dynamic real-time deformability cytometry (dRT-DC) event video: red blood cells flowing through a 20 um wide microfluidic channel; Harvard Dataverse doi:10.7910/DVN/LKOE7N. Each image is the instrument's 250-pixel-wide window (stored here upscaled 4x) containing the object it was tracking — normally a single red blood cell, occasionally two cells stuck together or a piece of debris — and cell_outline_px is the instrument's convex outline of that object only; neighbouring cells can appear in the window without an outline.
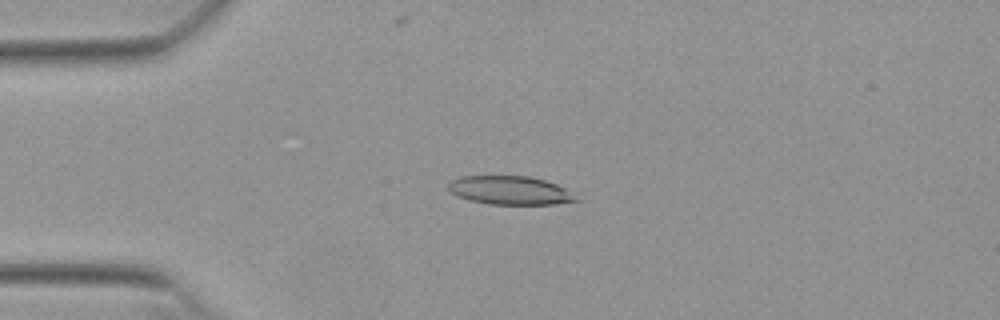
{"species": "Egyptian fruit bat (a non-hibernating species)", "species_latin": "Rousettus aegyptiacus", "temperature_condition": "warm", "stored_images_in_passage": 54, "camera_frame_rate_fps": 3000, "um_per_image_px": 0.085, "animal": {"sex": "female"}, "frame": {"image": 1, "passage_image": 13, "time_ms": 4.0, "image_size_px": [1000, 320], "cell_outline_px": [[580, 200], [556, 204], [488, 204], [468, 200], [456, 196], [448, 188], [448, 184], [452, 180], [460, 176], [528, 176], [544, 180], [556, 184], [564, 188]], "centroid_in_image_um": [43.31, 16.18], "position_along_channel_um": 41.7, "area_um2": 21.15}}
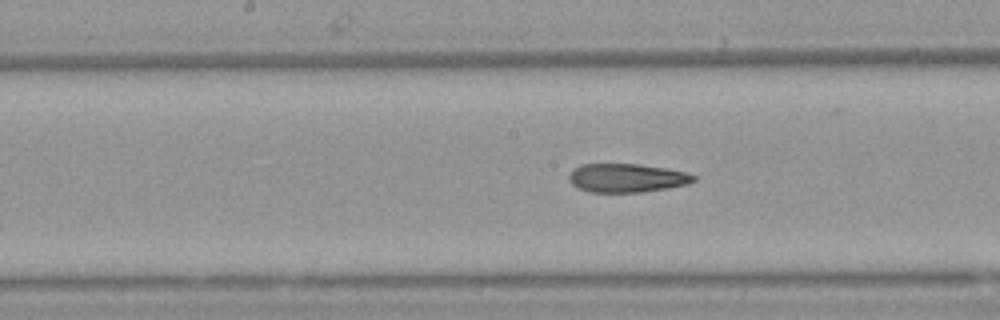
{"frame": {"image": 2, "passage_image": 27, "time_ms": 8.667, "image_size_px": [1000, 320], "cell_outline_px": [[696, 180], [688, 184], [668, 188], [640, 192], [588, 192], [572, 184], [568, 180], [568, 176], [580, 164], [640, 164], [668, 168], [688, 172], [696, 176]], "centroid_in_image_um": [53.32, 15.12], "position_along_channel_um": 194.9, "area_um2": 20.92}}
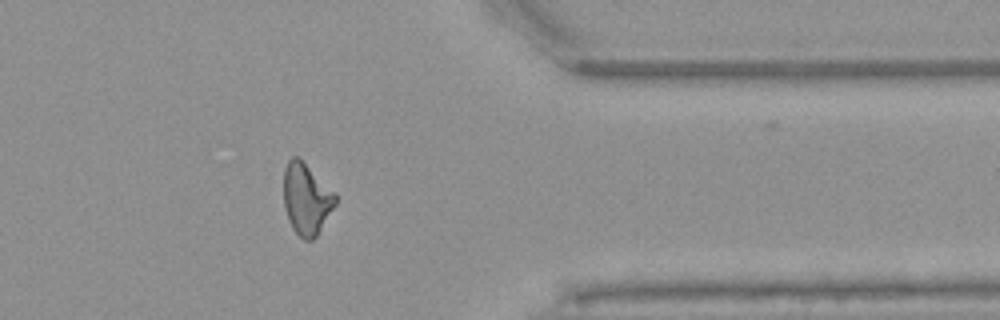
{"frame": {"image": 3, "passage_image": 43, "time_ms": 14.0, "image_size_px": [1000, 320], "cell_outline_px": [[336, 204], [316, 236], [312, 240], [304, 240], [292, 228], [288, 220], [284, 208], [284, 168], [288, 160], [292, 156], [300, 156], [336, 192]], "centroid_in_image_um": [26.05, 16.85], "position_along_channel_um": 385.4, "area_um2": 21.91}, "authors_computed_cell_mechanics": {"area_um2": 21.9062, "velocity_mm_per_s": 3.8521, "shape_relaxation_time_tau1_ms": null, "shape_relaxation_time_tau2_ms": 3.7575, "deformation_change_tau1": null, "deformation_change_tau2": 0.1286}}